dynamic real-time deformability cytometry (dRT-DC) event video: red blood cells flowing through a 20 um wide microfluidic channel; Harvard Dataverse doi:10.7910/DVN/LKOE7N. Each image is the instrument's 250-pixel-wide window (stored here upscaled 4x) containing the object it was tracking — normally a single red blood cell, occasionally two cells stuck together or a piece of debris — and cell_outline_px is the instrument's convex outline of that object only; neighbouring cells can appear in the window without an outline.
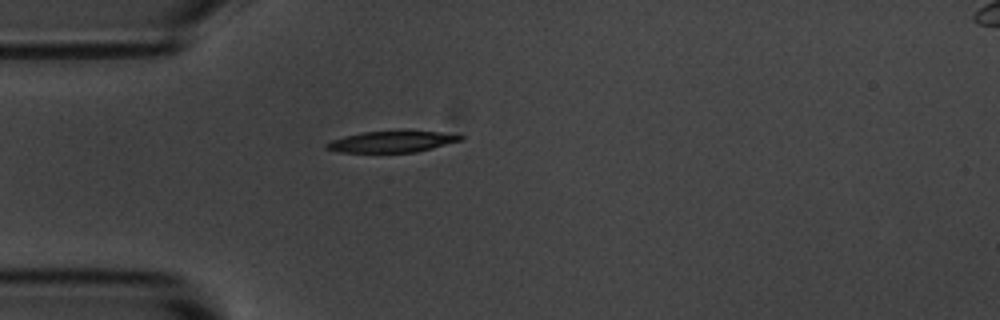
{"species": "common noctule bat (a hibernating species)", "species_latin": "Nyctalus noctula", "temperature_condition": "room temperature", "stored_images_in_passage": 1, "camera_frame_rate_fps": 3000, "um_per_image_px": 0.085, "animal": {"sex": "male", "body_mass_g": 20.1, "forearm_length_mm": 53.5}, "frame": {"image": 1, "passage_image": 1, "time_ms": 0.0, "image_size_px": [1000, 320], "cell_outline_px": [[464, 140], [416, 152], [340, 152], [324, 148], [324, 144], [332, 140], [344, 136], [364, 132], [408, 128], [440, 132], [464, 136]], "centroid_in_image_um": [33.35, 12.0], "position_along_channel_um": 51.6, "area_um2": 17.28}}